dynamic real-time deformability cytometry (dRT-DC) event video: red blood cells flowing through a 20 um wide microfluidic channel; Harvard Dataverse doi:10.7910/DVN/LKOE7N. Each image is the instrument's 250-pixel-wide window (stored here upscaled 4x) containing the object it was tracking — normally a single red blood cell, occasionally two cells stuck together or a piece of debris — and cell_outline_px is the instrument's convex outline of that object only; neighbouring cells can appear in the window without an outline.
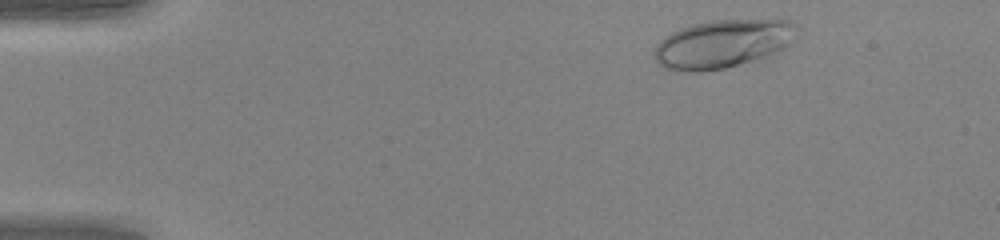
{"species": "human", "species_latin": "Homo sapiens", "temperature_condition": "warm", "stored_images_in_passage": 45, "camera_frame_rate_fps": 3000, "um_per_image_px": 0.085, "donor": {"sex": "female"}, "frame": {"image": 1, "passage_image": 3, "time_ms": 0.667, "image_size_px": [1000, 240], "cell_outline_px": [[800, 28], [796, 40], [776, 52], [752, 60], [724, 68], [700, 72], [688, 72], [664, 68], [656, 60], [656, 44], [664, 36], [680, 28], [692, 24], [712, 20], [788, 20], [796, 24]], "centroid_in_image_um": [61.46, 3.71], "position_along_channel_um": 23.5, "area_um2": 40.06}}
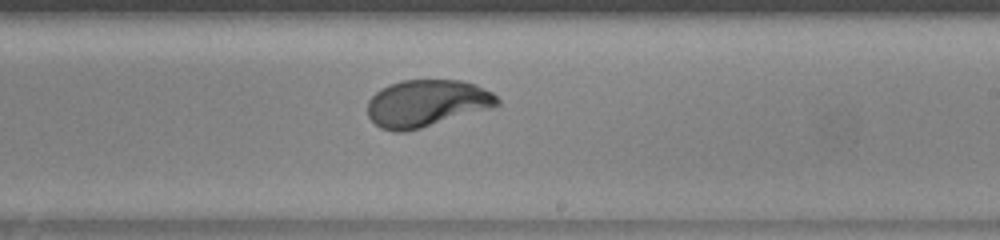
{"frame": {"image": 2, "passage_image": 26, "time_ms": 8.333, "image_size_px": [1000, 240], "cell_outline_px": [[500, 104], [492, 108], [420, 128], [404, 132], [396, 132], [380, 128], [368, 116], [368, 100], [376, 92], [388, 84], [404, 80], [460, 80], [476, 84], [492, 92], [500, 100]], "centroid_in_image_um": [36.28, 8.77], "position_along_channel_um": 252.7, "area_um2": 35.55}}
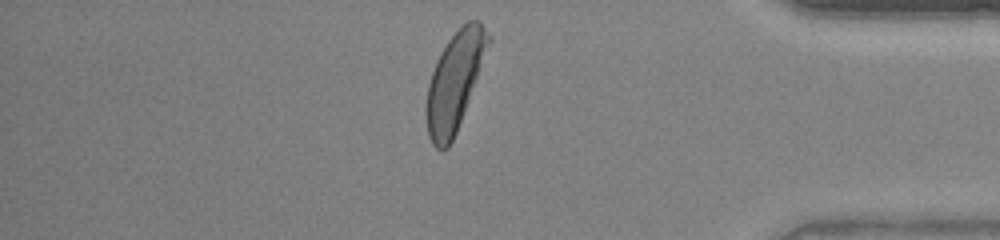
{"frame": {"image": 3, "passage_image": 38, "time_ms": 12.333, "image_size_px": [1000, 240], "cell_outline_px": [[492, 40], [456, 132], [448, 148], [436, 148], [432, 144], [428, 136], [424, 112], [424, 108], [428, 84], [436, 60], [440, 52], [448, 40], [468, 20], [480, 20], [492, 36]], "centroid_in_image_um": [38.64, 6.89], "position_along_channel_um": 396.6, "area_um2": 35.43}, "authors_computed_cell_mechanics": {"area_um2": 35.7782, "velocity_mm_per_s": 4.2322, "shape_relaxation_time_tau1_ms": 3.0464, "shape_relaxation_time_tau2_ms": null, "deformation_change_tau1": 0.1929, "deformation_change_tau2": null}}